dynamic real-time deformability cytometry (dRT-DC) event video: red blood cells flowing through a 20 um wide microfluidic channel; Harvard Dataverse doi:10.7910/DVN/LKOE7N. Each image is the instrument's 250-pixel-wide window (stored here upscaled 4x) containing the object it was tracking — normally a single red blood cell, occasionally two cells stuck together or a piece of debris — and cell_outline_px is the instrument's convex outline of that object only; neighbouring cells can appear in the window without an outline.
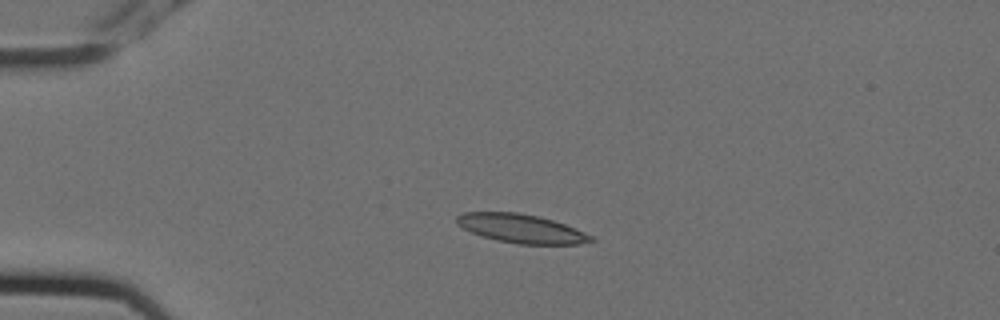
{"species": "Egyptian fruit bat (a non-hibernating species)", "species_latin": "Rousettus aegyptiacus", "temperature_condition": "cold", "stored_images_in_passage": 4, "camera_frame_rate_fps": 3000, "um_per_image_px": 0.085, "animal": {"sex": "female"}, "frame": {"image": 1, "passage_image": 3, "time_ms": 0.667, "image_size_px": [1000, 320], "cell_outline_px": [[596, 240], [576, 244], [520, 244], [496, 240], [472, 232], [456, 224], [456, 216], [464, 212], [520, 212], [540, 216], [564, 224], [584, 232], [592, 236]], "centroid_in_image_um": [44.29, 19.41], "position_along_channel_um": 40.7, "area_um2": 22.37}}
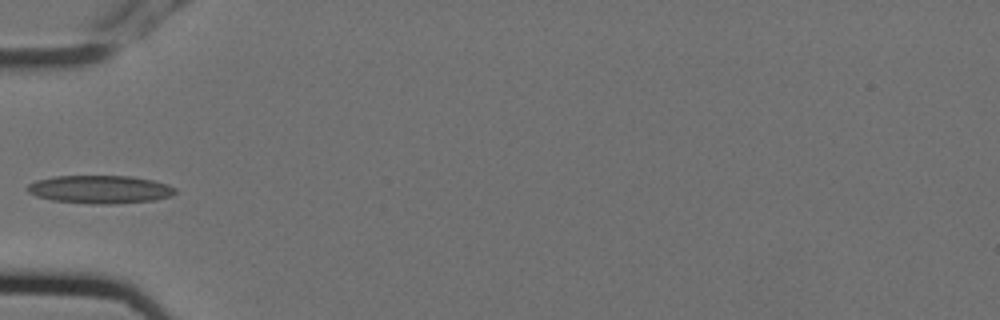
{"frame": {"image": 2, "passage_image": 4, "time_ms": 1.0, "image_size_px": [1000, 320], "cell_outline_px": [[176, 192], [172, 196], [156, 200], [112, 204], [100, 204], [52, 200], [36, 196], [28, 192], [24, 188], [28, 184], [36, 180], [56, 176], [132, 176], [152, 180], [168, 184], [176, 188]], "centroid_in_image_um": [8.51, 16.09], "position_along_channel_um": 76.5, "area_um2": 24.28}}